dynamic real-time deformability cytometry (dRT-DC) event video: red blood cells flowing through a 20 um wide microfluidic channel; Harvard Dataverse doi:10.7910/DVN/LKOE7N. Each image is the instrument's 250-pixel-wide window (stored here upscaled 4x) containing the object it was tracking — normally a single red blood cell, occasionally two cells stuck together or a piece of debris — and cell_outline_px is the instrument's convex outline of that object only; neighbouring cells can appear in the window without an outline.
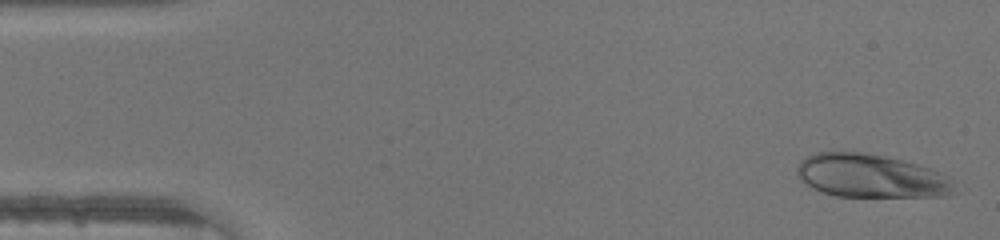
{"species": "human", "species_latin": "Homo sapiens", "temperature_condition": "warm", "stored_images_in_passage": 46, "camera_frame_rate_fps": 3000, "um_per_image_px": 0.085, "donor": {"sex": "male"}, "frame": {"image": 1, "passage_image": 2, "time_ms": 0.333, "image_size_px": [1000, 240], "cell_outline_px": [[956, 192], [944, 196], [836, 196], [812, 188], [800, 180], [796, 172], [796, 168], [800, 160], [808, 156], [820, 152], [864, 152], [884, 156], [916, 164], [940, 172], [948, 176]], "centroid_in_image_um": [73.99, 14.96], "position_along_channel_um": 11.0, "area_um2": 39.48}}
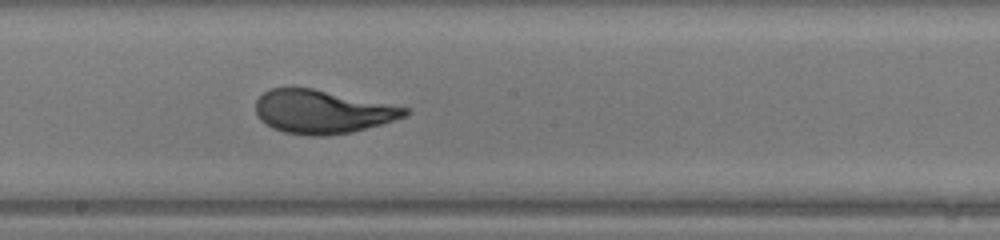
{"frame": {"image": 2, "passage_image": 25, "time_ms": 8.0, "image_size_px": [1000, 240], "cell_outline_px": [[408, 112], [404, 116], [380, 124], [352, 132], [324, 136], [308, 136], [284, 132], [272, 128], [260, 120], [256, 112], [256, 100], [264, 92], [272, 88], [312, 88], [408, 108]], "centroid_in_image_um": [27.33, 9.51], "position_along_channel_um": 220.9, "area_um2": 37.28}}
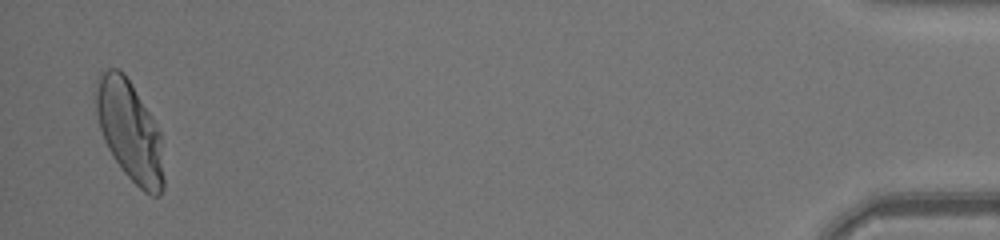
{"frame": {"image": 3, "passage_image": 45, "time_ms": 14.667, "image_size_px": [1000, 240], "cell_outline_px": [[164, 188], [160, 196], [152, 196], [144, 192], [124, 172], [108, 148], [104, 140], [100, 128], [96, 112], [96, 84], [100, 72], [108, 68], [116, 68], [124, 72], [160, 132], [164, 176]], "centroid_in_image_um": [11.03, 11.15], "position_along_channel_um": 424.2, "area_um2": 39.13}}